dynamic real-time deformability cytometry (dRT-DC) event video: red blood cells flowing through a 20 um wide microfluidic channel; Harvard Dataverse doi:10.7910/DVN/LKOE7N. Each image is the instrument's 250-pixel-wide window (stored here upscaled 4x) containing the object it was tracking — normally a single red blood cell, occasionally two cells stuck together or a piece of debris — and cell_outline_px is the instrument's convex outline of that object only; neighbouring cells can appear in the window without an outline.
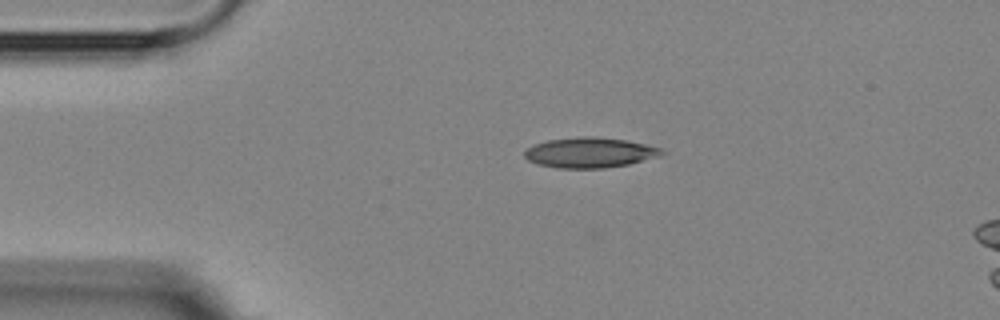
{"species": "Egyptian fruit bat (a non-hibernating species)", "species_latin": "Rousettus aegyptiacus", "temperature_condition": "room temperature", "stored_images_in_passage": 5, "camera_frame_rate_fps": 3000, "um_per_image_px": 0.085, "animal": {"sex": "female"}, "frame": {"image": 1, "passage_image": 5, "time_ms": 5.667, "image_size_px": [1000, 320], "cell_outline_px": [[664, 152], [660, 156], [628, 164], [604, 168], [556, 168], [540, 164], [528, 160], [524, 156], [524, 152], [532, 144], [548, 140], [580, 136], [596, 136], [624, 140], [644, 144], [660, 148]], "centroid_in_image_um": [50.1, 12.96], "position_along_channel_um": 34.9, "area_um2": 24.04}}